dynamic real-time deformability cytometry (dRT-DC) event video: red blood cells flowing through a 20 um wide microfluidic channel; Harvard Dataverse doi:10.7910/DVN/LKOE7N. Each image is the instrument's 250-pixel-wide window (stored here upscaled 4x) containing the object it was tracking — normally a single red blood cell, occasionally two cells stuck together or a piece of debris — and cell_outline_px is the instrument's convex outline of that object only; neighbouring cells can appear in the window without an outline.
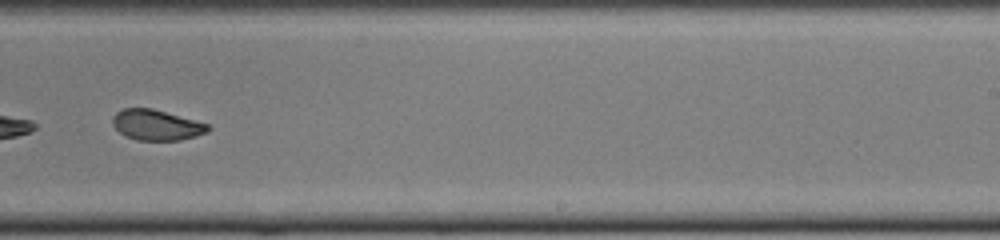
{"species": "common noctule bat (a hibernating species)", "species_latin": "Nyctalus noctula", "temperature_condition": "cold", "stored_images_in_passage": 36, "camera_frame_rate_fps": 3000, "um_per_image_px": 0.085, "animal": {"sex": "female", "body_mass_g": 22.0, "forearm_length_mm": 56.7}, "frame": {"image": 1, "passage_image": 21, "time_ms": 6.667, "image_size_px": [1000, 240], "cell_outline_px": [[212, 128], [208, 132], [196, 136], [180, 140], [136, 140], [124, 136], [112, 124], [112, 116], [116, 112], [124, 108], [152, 108], [208, 124]], "centroid_in_image_um": [13.29, 10.63], "position_along_channel_um": 275.7, "area_um2": 16.99}, "authors_computed_cell_mechanics": {"area_um2": 18.2359, "velocity_mm_per_s": 3.9224, "shape_relaxation_time_tau1_ms": 5.6344, "shape_relaxation_time_tau2_ms": 2.5389, "deformation_change_tau1": 0.1257, "deformation_change_tau2": 0.0727}}